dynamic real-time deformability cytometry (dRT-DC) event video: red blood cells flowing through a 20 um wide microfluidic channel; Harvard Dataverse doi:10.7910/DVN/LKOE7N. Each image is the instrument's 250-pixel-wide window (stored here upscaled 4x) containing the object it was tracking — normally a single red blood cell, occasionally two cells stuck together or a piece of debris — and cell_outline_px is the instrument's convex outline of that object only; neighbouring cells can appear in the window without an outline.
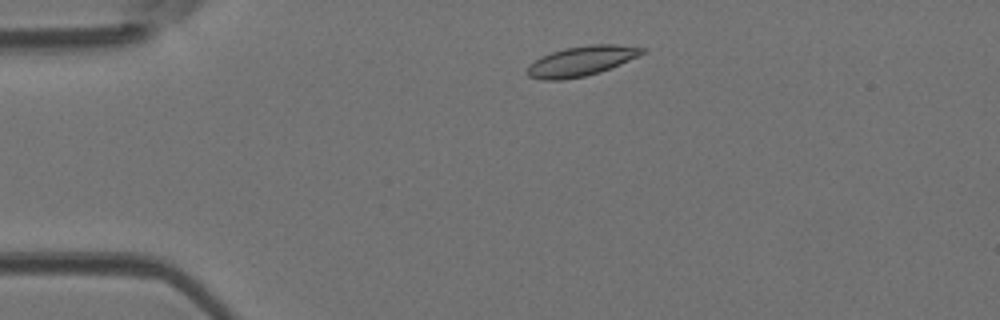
{"species": "Egyptian fruit bat (a non-hibernating species)", "species_latin": "Rousettus aegyptiacus", "temperature_condition": "room temperature", "stored_images_in_passage": 2, "camera_frame_rate_fps": 3000, "um_per_image_px": 0.085, "animal": {"sex": "female"}, "frame": {"image": 1, "passage_image": 1, "time_ms": 0.0, "image_size_px": [1000, 320], "cell_outline_px": [[648, 52], [620, 64], [600, 72], [584, 76], [564, 80], [540, 80], [528, 76], [528, 64], [540, 56], [564, 48], [588, 44], [616, 44], [648, 48]], "centroid_in_image_um": [49.44, 5.18], "position_along_channel_um": 35.6, "area_um2": 20.29}}